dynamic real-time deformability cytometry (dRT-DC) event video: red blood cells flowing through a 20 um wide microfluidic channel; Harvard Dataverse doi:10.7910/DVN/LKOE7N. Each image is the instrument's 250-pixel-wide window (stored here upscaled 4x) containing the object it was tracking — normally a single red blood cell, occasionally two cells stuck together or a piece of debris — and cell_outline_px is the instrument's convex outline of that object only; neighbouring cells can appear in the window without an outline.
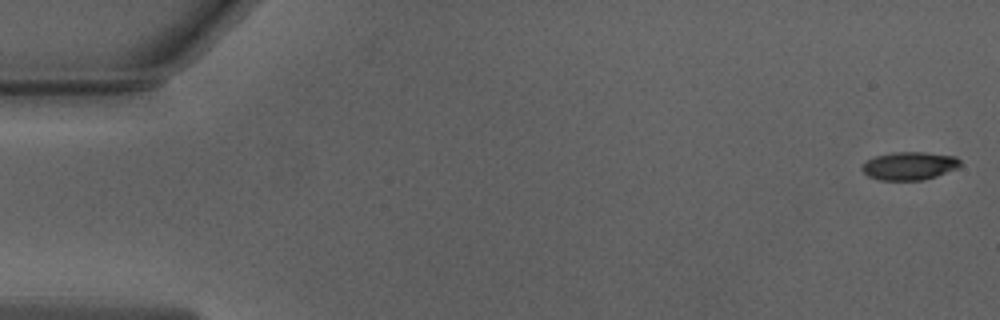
{"species": "Egyptian fruit bat (a non-hibernating species)", "species_latin": "Rousettus aegyptiacus", "temperature_condition": "warm", "stored_images_in_passage": 51, "camera_frame_rate_fps": 3000, "um_per_image_px": 0.085, "animal": {"sex": "male"}, "frame": {"image": 1, "passage_image": 1, "time_ms": 0.0, "image_size_px": [1000, 320], "cell_outline_px": [[960, 164], [956, 168], [936, 176], [924, 180], [880, 180], [868, 176], [860, 168], [868, 160], [876, 156], [892, 152], [924, 152], [956, 156], [960, 160]], "centroid_in_image_um": [77.29, 14.09], "position_along_channel_um": 7.7, "area_um2": 15.95}}
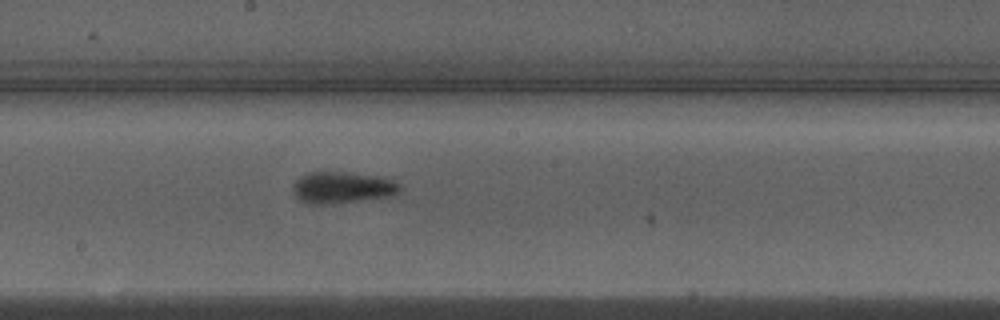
{"frame": {"image": 2, "passage_image": 28, "time_ms": 9.0, "image_size_px": [1000, 320], "cell_outline_px": [[400, 188], [396, 192], [388, 196], [324, 204], [308, 204], [300, 200], [292, 192], [292, 184], [300, 176], [308, 172], [352, 172], [376, 176], [392, 180], [400, 184]], "centroid_in_image_um": [29.0, 15.92], "position_along_channel_um": 219.2, "area_um2": 19.36}}
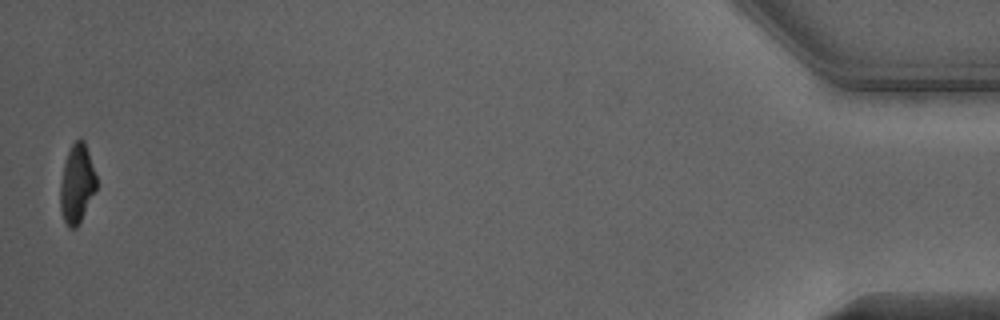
{"frame": {"image": 3, "passage_image": 51, "time_ms": 16.667, "image_size_px": [1000, 320], "cell_outline_px": [[96, 188], [76, 228], [68, 228], [64, 220], [60, 208], [60, 184], [64, 160], [72, 144], [80, 136], [84, 140], [96, 176]], "centroid_in_image_um": [6.51, 15.59], "position_along_channel_um": 428.7, "area_um2": 16.36}, "authors_computed_cell_mechanics": {"area_um2": 18.207, "velocity_mm_per_s": 4.0051, "shape_relaxation_time_tau1_ms": 3.025, "shape_relaxation_time_tau2_ms": 1.2118, "deformation_change_tau1": 0.1561, "deformation_change_tau2": 0.0726}}